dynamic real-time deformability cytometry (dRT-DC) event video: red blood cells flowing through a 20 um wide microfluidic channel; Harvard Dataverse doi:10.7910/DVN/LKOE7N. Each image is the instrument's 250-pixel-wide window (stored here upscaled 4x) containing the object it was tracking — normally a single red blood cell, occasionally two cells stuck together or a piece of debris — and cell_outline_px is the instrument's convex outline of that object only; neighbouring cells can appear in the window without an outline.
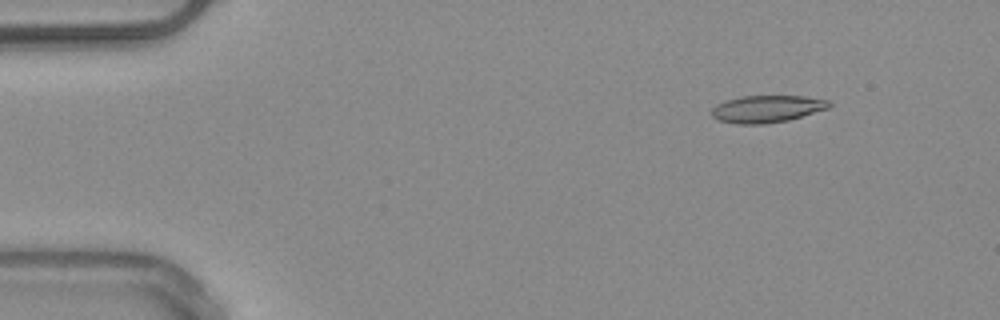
{"species": "common noctule bat (a hibernating species)", "species_latin": "Nyctalus noctula", "temperature_condition": "warm", "stored_images_in_passage": 4, "camera_frame_rate_fps": 3000, "um_per_image_px": 0.085, "animal": {"sex": "male", "body_mass_g": 20.4}, "frame": {"image": 1, "passage_image": 2, "time_ms": 1.0, "image_size_px": [1000, 320], "cell_outline_px": [[832, 104], [828, 108], [788, 120], [764, 124], [736, 124], [720, 120], [712, 116], [712, 108], [716, 104], [724, 100], [740, 96], [804, 96], [828, 100]], "centroid_in_image_um": [65.16, 9.25], "position_along_channel_um": 19.8, "area_um2": 18.55}}